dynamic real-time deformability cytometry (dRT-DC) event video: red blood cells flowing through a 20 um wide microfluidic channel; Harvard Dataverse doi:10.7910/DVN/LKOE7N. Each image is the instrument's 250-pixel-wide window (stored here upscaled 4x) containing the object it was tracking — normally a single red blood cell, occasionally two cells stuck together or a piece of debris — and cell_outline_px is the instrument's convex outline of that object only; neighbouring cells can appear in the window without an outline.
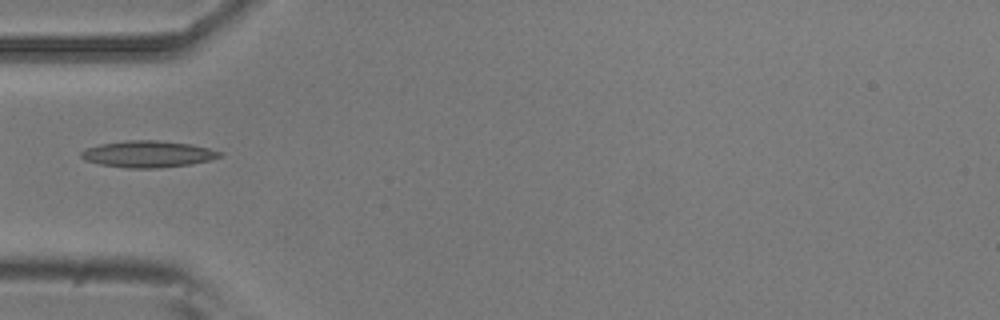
{"species": "common noctule bat (a hibernating species)", "species_latin": "Nyctalus noctula", "temperature_condition": "room temperature", "stored_images_in_passage": 4, "camera_frame_rate_fps": 3000, "um_per_image_px": 0.085, "animal": {"sex": "male", "body_mass_g": 20.5, "forearm_length_mm": 52.5}, "frame": {"image": 1, "passage_image": 3, "time_ms": 0.667, "image_size_px": [1000, 320], "cell_outline_px": [[224, 156], [192, 164], [160, 168], [128, 168], [100, 164], [84, 160], [80, 156], [80, 152], [88, 148], [100, 144], [128, 140], [156, 140], [192, 144], [224, 152]], "centroid_in_image_um": [12.61, 13.1], "position_along_channel_um": 72.4, "area_um2": 21.56}}
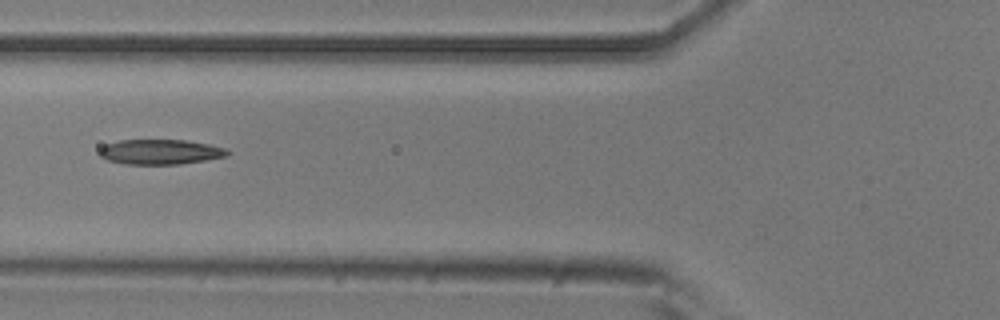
{"frame": {"image": 2, "passage_image": 4, "time_ms": 1.0, "image_size_px": [1000, 320], "cell_outline_px": [[232, 152], [228, 156], [180, 164], [124, 164], [108, 160], [100, 156], [100, 148], [104, 144], [120, 140], [184, 140], [208, 144], [228, 148]], "centroid_in_image_um": [13.65, 12.91], "position_along_channel_um": 112.1, "area_um2": 18.73}}